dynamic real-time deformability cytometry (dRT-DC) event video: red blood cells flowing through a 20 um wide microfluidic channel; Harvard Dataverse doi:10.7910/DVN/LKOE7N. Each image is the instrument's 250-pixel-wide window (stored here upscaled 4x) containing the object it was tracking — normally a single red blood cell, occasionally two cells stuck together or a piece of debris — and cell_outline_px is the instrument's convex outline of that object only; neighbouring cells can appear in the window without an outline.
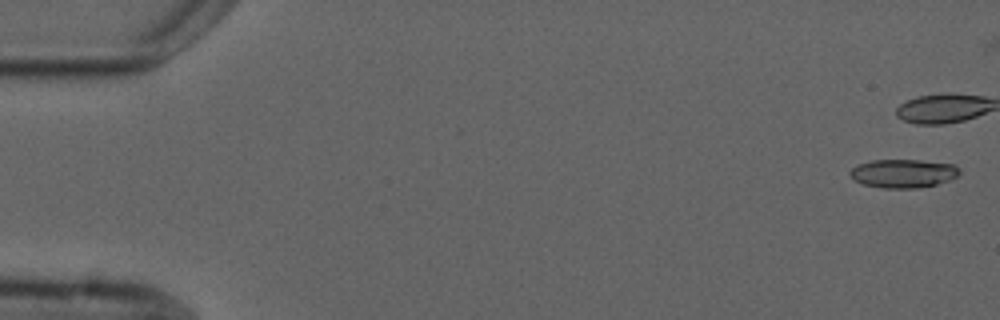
{"species": "common noctule bat (a hibernating species)", "species_latin": "Nyctalus noctula", "temperature_condition": "cold", "stored_images_in_passage": 6, "camera_frame_rate_fps": 3000, "um_per_image_px": 0.085, "animal": {"sex": "male", "forearm_length_mm": 52.5}, "frame": {"image": 1, "passage_image": 1, "time_ms": 0.0, "image_size_px": [1000, 320], "cell_outline_px": [[960, 172], [956, 176], [948, 180], [936, 184], [916, 188], [884, 188], [864, 184], [856, 180], [848, 172], [856, 164], [872, 160], [920, 160], [956, 164], [960, 168]], "centroid_in_image_um": [76.78, 14.72], "position_along_channel_um": 8.2, "area_um2": 18.15}}